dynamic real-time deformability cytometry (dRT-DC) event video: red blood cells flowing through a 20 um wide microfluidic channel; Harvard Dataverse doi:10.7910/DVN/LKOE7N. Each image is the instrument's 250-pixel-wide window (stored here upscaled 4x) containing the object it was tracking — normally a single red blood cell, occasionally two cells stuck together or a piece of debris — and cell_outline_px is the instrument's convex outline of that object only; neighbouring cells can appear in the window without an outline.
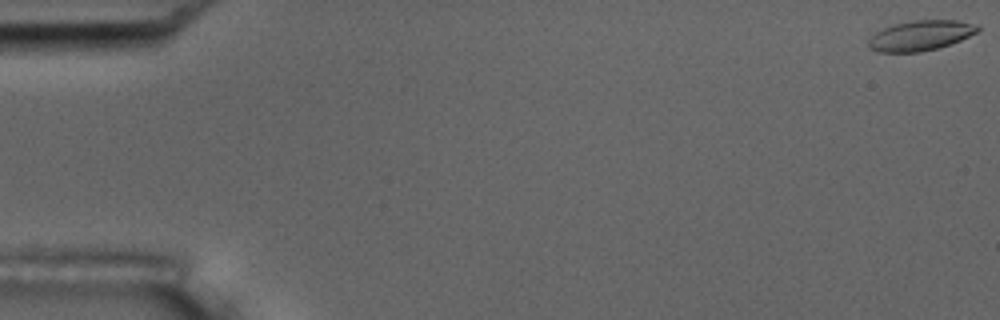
{"species": "common noctule bat (a hibernating species)", "species_latin": "Nyctalus noctula", "temperature_condition": "room temperature", "stored_images_in_passage": 8, "camera_frame_rate_fps": 3000, "um_per_image_px": 0.085, "animal": {"sex": "male", "body_mass_g": 17.5, "forearm_length_mm": 52.3}, "frame": {"image": 1, "passage_image": 1, "time_ms": 0.0, "image_size_px": [1000, 320], "cell_outline_px": [[980, 28], [976, 32], [960, 40], [936, 48], [920, 52], [876, 52], [868, 48], [868, 40], [876, 32], [884, 28], [896, 24], [912, 20], [956, 20], [972, 24]], "centroid_in_image_um": [78.18, 3.03], "position_along_channel_um": 6.8, "area_um2": 18.84}}